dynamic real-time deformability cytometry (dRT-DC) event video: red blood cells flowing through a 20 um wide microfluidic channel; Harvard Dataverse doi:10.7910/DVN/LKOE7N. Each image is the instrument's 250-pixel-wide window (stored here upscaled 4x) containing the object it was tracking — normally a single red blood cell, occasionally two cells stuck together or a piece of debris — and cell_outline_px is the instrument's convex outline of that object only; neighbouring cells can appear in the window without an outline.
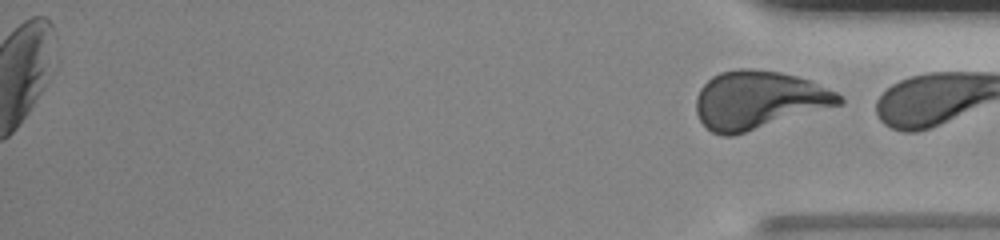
{"species": "human", "species_latin": "Homo sapiens", "temperature_condition": "room temperature", "stored_images_in_passage": 52, "segment_of_instrument_passage": [2, 2], "camera_frame_rate_fps": 3000, "um_per_image_px": 0.085, "donor": {"sex": "male"}, "frame": {"image": 1, "passage_image": 52, "time_ms": 17.0, "image_size_px": [1000, 240], "cell_outline_px": [[844, 104], [732, 136], [724, 136], [712, 132], [700, 120], [696, 112], [696, 96], [700, 88], [712, 76], [720, 72], [740, 68], [752, 68], [780, 72], [812, 80], [836, 92], [844, 100]], "centroid_in_image_um": [64.49, 8.49], "position_along_channel_um": 370.7, "area_um2": 48.61}}